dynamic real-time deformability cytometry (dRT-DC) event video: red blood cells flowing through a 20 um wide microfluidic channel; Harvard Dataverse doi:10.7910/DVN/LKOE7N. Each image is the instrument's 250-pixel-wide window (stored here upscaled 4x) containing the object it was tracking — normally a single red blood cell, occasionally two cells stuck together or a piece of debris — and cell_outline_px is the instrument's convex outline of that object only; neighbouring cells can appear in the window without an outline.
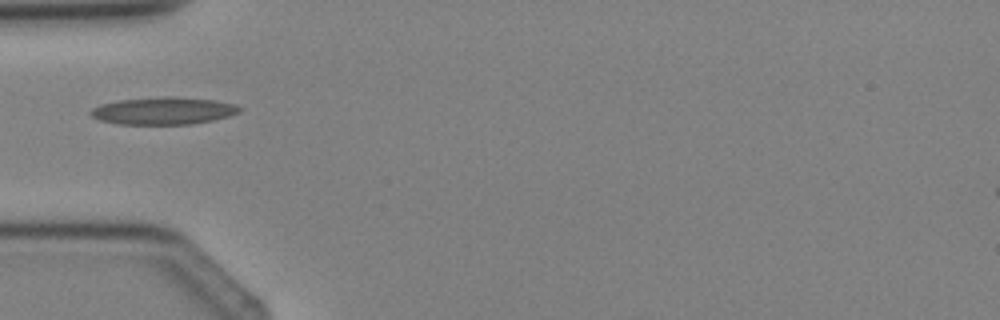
{"species": "Egyptian fruit bat (a non-hibernating species)", "species_latin": "Rousettus aegyptiacus", "temperature_condition": "cold", "stored_images_in_passage": 4, "camera_frame_rate_fps": 3000, "um_per_image_px": 0.085, "animal": {"sex": "female"}, "frame": {"image": 1, "passage_image": 4, "time_ms": 3.333, "image_size_px": [1000, 320], "cell_outline_px": [[240, 112], [228, 116], [212, 120], [192, 124], [116, 124], [100, 120], [92, 116], [88, 112], [92, 108], [100, 104], [120, 100], [212, 100], [236, 104], [240, 108]], "centroid_in_image_um": [13.84, 9.48], "position_along_channel_um": 71.2, "area_um2": 22.2}}